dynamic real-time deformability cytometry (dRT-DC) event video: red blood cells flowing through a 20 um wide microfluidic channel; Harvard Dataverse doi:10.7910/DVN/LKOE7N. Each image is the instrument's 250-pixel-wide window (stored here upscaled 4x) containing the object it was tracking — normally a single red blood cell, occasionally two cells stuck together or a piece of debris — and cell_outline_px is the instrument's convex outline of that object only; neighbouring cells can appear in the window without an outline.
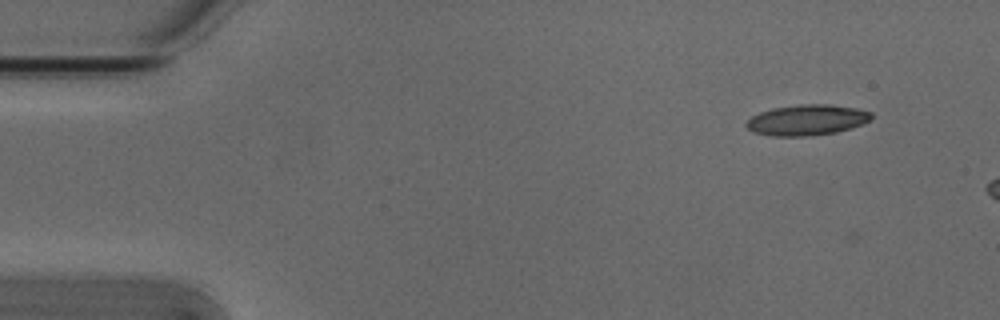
{"species": "Egyptian fruit bat (a non-hibernating species)", "species_latin": "Rousettus aegyptiacus", "temperature_condition": "cold", "stored_images_in_passage": 7, "camera_frame_rate_fps": 3000, "um_per_image_px": 0.085, "animal": {"sex": "male"}, "frame": {"image": 1, "passage_image": 1, "time_ms": 0.0, "image_size_px": [1000, 320], "cell_outline_px": [[872, 116], [864, 124], [852, 128], [836, 132], [812, 136], [772, 136], [752, 132], [744, 124], [752, 116], [760, 112], [772, 108], [800, 104], [828, 104], [856, 108], [872, 112]], "centroid_in_image_um": [68.58, 10.2], "position_along_channel_um": 16.4, "area_um2": 22.48}}